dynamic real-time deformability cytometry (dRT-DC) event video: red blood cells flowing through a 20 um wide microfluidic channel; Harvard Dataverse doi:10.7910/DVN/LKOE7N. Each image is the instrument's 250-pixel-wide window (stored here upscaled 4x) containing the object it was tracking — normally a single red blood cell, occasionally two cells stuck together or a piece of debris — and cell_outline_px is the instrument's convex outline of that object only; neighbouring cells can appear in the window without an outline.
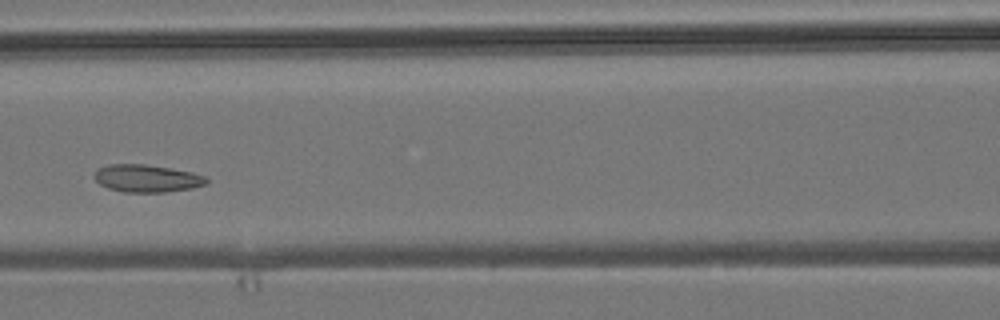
{"species": "common noctule bat (a hibernating species)", "species_latin": "Nyctalus noctula", "temperature_condition": "room temperature", "stored_images_in_passage": 8, "camera_frame_rate_fps": 3000, "um_per_image_px": 0.085, "animal": {"sex": "male", "body_mass_g": 19.2, "forearm_length_mm": 51.8}, "frame": {"image": 1, "passage_image": 4, "time_ms": 3.667, "image_size_px": [1000, 320], "cell_outline_px": [[208, 180], [204, 184], [192, 188], [164, 192], [124, 192], [108, 188], [100, 184], [96, 180], [96, 172], [100, 168], [108, 164], [144, 164], [192, 172], [204, 176]], "centroid_in_image_um": [12.48, 15.16], "position_along_channel_um": 154.1, "area_um2": 17.63}}
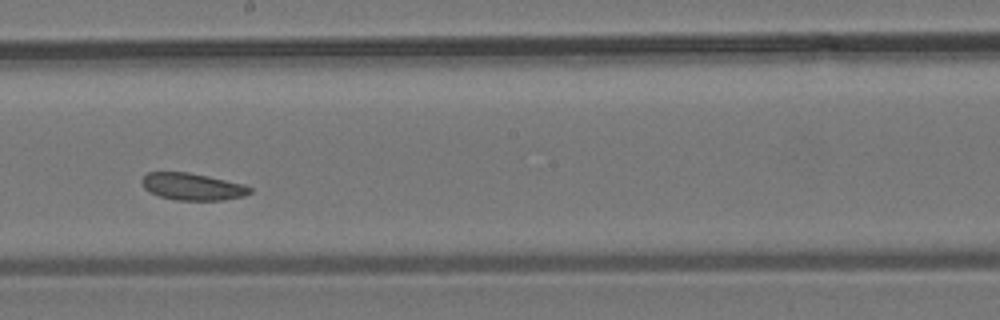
{"frame": {"image": 2, "passage_image": 6, "time_ms": 5.667, "image_size_px": [1000, 320], "cell_outline_px": [[252, 192], [244, 196], [224, 200], [176, 200], [160, 196], [144, 188], [140, 180], [148, 172], [188, 172], [208, 176], [244, 184], [252, 188]], "centroid_in_image_um": [16.38, 15.86], "position_along_channel_um": 231.8, "area_um2": 16.99}}
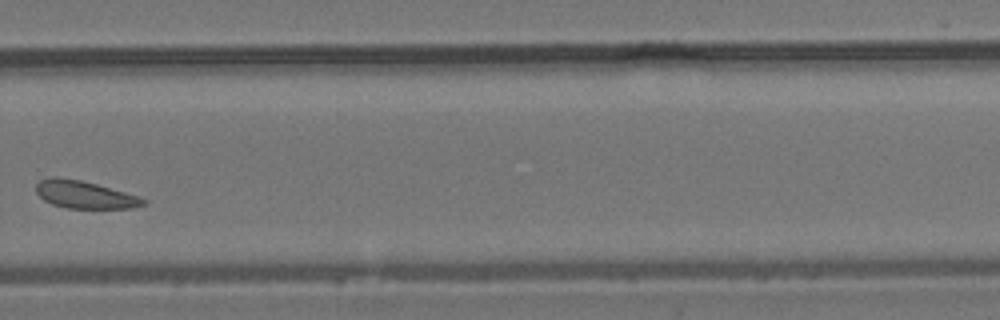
{"frame": {"image": 3, "passage_image": 8, "time_ms": 8.0, "image_size_px": [1000, 320], "cell_outline_px": [[148, 204], [132, 208], [68, 208], [52, 204], [44, 200], [36, 192], [36, 184], [40, 180], [52, 176], [56, 176], [80, 180], [96, 184], [140, 196], [148, 200]], "centroid_in_image_um": [7.22, 16.54], "position_along_channel_um": 322.6, "area_um2": 17.28}}